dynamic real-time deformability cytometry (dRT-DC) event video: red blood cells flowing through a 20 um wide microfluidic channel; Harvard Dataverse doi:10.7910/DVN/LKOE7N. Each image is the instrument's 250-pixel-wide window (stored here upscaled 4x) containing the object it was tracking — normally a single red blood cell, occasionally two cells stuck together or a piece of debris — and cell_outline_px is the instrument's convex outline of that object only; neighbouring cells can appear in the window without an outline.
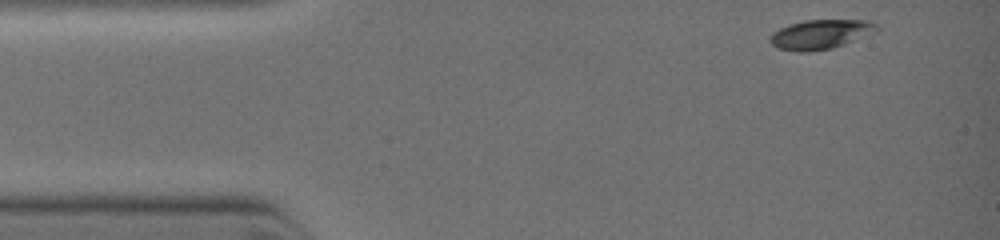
{"species": "common noctule bat (a hibernating species)", "species_latin": "Nyctalus noctula", "temperature_condition": "warm", "stored_images_in_passage": 12, "camera_frame_rate_fps": 3000, "um_per_image_px": 0.085, "animal": {"sex": "female", "body_mass_g": 19.0, "forearm_length_mm": 51.5}, "frame": {"image": 1, "passage_image": 1, "time_ms": 0.0, "image_size_px": [1000, 240], "cell_outline_px": [[880, 28], [832, 48], [800, 52], [780, 48], [772, 44], [772, 36], [780, 28], [804, 20], [864, 20], [876, 24]], "centroid_in_image_um": [69.73, 2.9], "position_along_channel_um": 15.3, "area_um2": 17.28}}
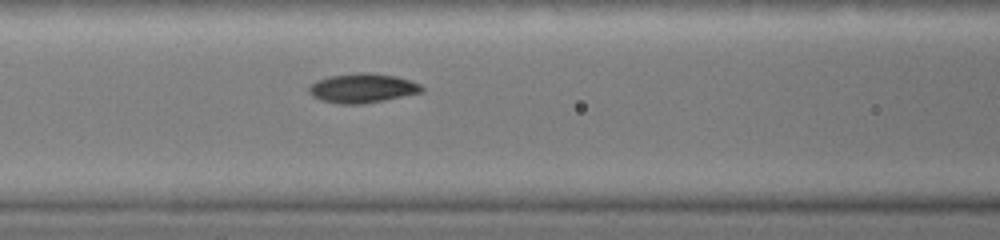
{"frame": {"image": 2, "passage_image": 10, "time_ms": 3.667, "image_size_px": [1000, 240], "cell_outline_px": [[424, 88], [420, 92], [384, 100], [360, 104], [340, 104], [320, 100], [312, 96], [308, 92], [308, 88], [312, 84], [328, 76], [360, 72], [368, 72], [396, 76], [420, 84]], "centroid_in_image_um": [30.77, 7.49], "position_along_channel_um": 135.8, "area_um2": 19.07}}
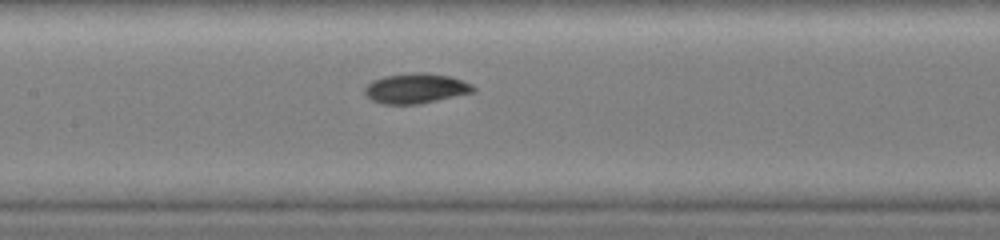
{"frame": {"image": 3, "passage_image": 12, "time_ms": 4.333, "image_size_px": [1000, 240], "cell_outline_px": [[476, 88], [472, 92], [436, 100], [416, 104], [384, 104], [372, 100], [364, 92], [364, 88], [372, 80], [384, 76], [416, 72], [424, 72], [448, 76], [472, 84]], "centroid_in_image_um": [35.31, 7.5], "position_along_channel_um": 172.1, "area_um2": 18.67}}